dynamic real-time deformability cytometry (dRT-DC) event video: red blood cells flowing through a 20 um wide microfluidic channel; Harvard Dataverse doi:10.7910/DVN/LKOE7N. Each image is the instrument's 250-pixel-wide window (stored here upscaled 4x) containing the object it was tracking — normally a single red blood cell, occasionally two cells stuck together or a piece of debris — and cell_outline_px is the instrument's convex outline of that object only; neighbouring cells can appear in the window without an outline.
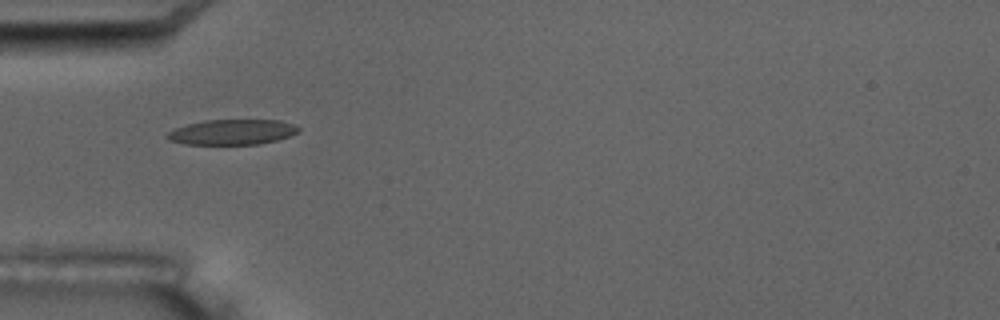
{"species": "common noctule bat (a hibernating species)", "species_latin": "Nyctalus noctula", "temperature_condition": "room temperature", "stored_images_in_passage": 6, "camera_frame_rate_fps": 3000, "um_per_image_px": 0.085, "animal": {"sex": "male", "body_mass_g": 17.5, "forearm_length_mm": 52.3}, "frame": {"image": 1, "passage_image": 6, "time_ms": 5.667, "image_size_px": [1000, 320], "cell_outline_px": [[300, 132], [276, 140], [260, 144], [184, 144], [168, 140], [164, 136], [168, 132], [176, 128], [188, 124], [204, 120], [280, 120], [292, 124], [300, 128]], "centroid_in_image_um": [19.72, 11.22], "position_along_channel_um": 65.3, "area_um2": 19.31}}